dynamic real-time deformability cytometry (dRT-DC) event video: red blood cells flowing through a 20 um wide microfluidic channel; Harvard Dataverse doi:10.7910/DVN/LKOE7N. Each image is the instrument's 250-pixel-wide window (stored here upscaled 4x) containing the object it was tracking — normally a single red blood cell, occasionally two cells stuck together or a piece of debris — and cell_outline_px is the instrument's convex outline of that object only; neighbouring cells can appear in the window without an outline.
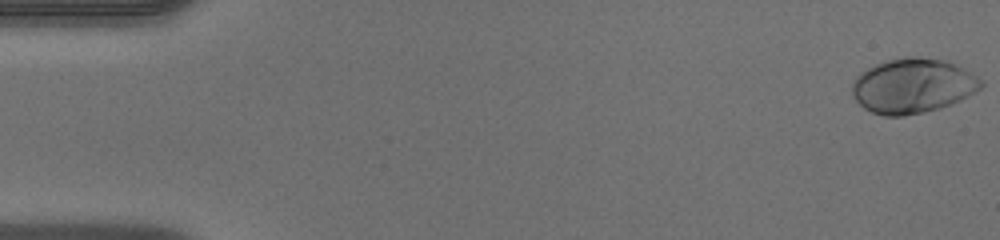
{"species": "human", "species_latin": "Homo sapiens", "temperature_condition": "warm", "stored_images_in_passage": 42, "camera_frame_rate_fps": 3000, "um_per_image_px": 0.085, "donor": {"sex": "male"}, "frame": {"image": 1, "passage_image": 1, "time_ms": 0.0, "image_size_px": [1000, 240], "cell_outline_px": [[984, 84], [976, 92], [952, 104], [940, 108], [924, 112], [904, 116], [884, 116], [872, 112], [864, 108], [852, 96], [852, 84], [856, 76], [860, 72], [876, 64], [888, 60], [904, 56], [916, 56], [948, 60], [984, 80]], "centroid_in_image_um": [77.59, 7.29], "position_along_channel_um": 7.4, "area_um2": 41.44}}
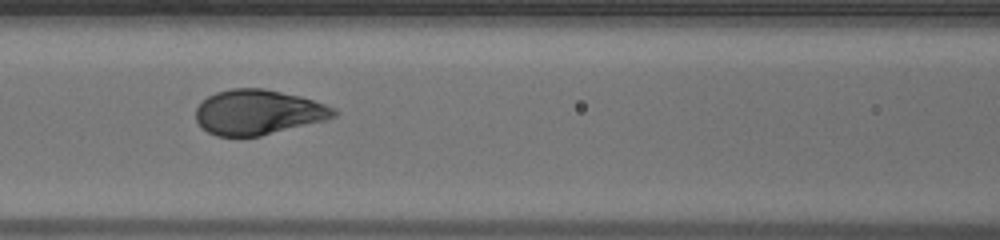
{"frame": {"image": 2, "passage_image": 21, "time_ms": 6.667, "image_size_px": [1000, 240], "cell_outline_px": [[340, 112], [336, 116], [324, 120], [260, 136], [216, 136], [208, 132], [196, 120], [196, 108], [208, 96], [216, 92], [232, 88], [264, 88], [300, 96], [336, 108]], "centroid_in_image_um": [21.95, 9.53], "position_along_channel_um": 144.6, "area_um2": 35.95}}
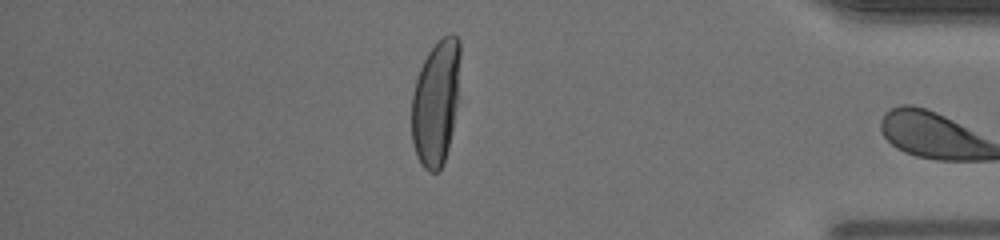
{"frame": {"image": 3, "passage_image": 41, "time_ms": 13.333, "image_size_px": [1000, 240], "cell_outline_px": [[460, 56], [456, 104], [452, 128], [448, 148], [444, 164], [440, 172], [428, 172], [420, 164], [416, 156], [412, 140], [412, 96], [416, 80], [420, 68], [428, 52], [436, 40], [452, 32], [460, 40]], "centroid_in_image_um": [37.04, 8.72], "position_along_channel_um": 398.2, "area_um2": 35.49}}